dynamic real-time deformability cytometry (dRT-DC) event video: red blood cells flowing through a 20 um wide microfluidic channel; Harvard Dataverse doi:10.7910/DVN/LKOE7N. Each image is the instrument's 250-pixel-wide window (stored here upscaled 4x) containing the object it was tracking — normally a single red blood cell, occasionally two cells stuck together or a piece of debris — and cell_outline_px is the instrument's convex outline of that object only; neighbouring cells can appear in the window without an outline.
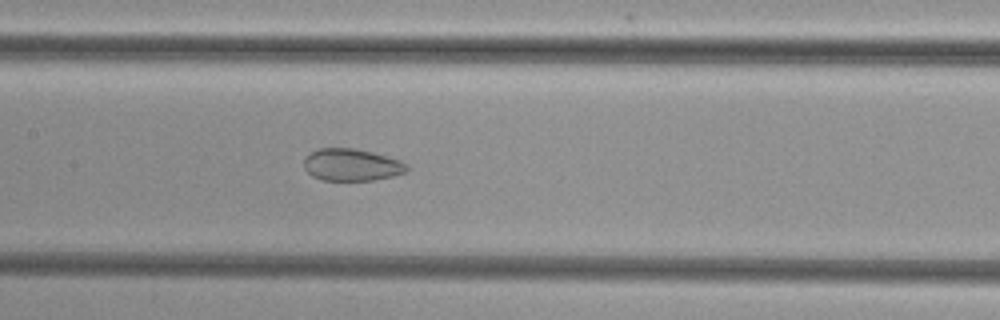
{"species": "common noctule bat (a hibernating species)", "species_latin": "Nyctalus noctula", "temperature_condition": "cold", "stored_images_in_passage": 50, "camera_frame_rate_fps": 3000, "um_per_image_px": 0.085, "animal": {"sex": "female", "body_mass_g": 29.2, "forearm_length_mm": 56.3}, "frame": {"image": 1, "passage_image": 24, "time_ms": 7.667, "image_size_px": [1000, 320], "cell_outline_px": [[408, 168], [404, 172], [392, 176], [372, 180], [320, 180], [312, 176], [304, 168], [304, 156], [308, 152], [316, 148], [356, 148], [372, 152], [400, 160], [408, 164]], "centroid_in_image_um": [29.83, 13.99], "position_along_channel_um": 177.6, "area_um2": 19.42}}
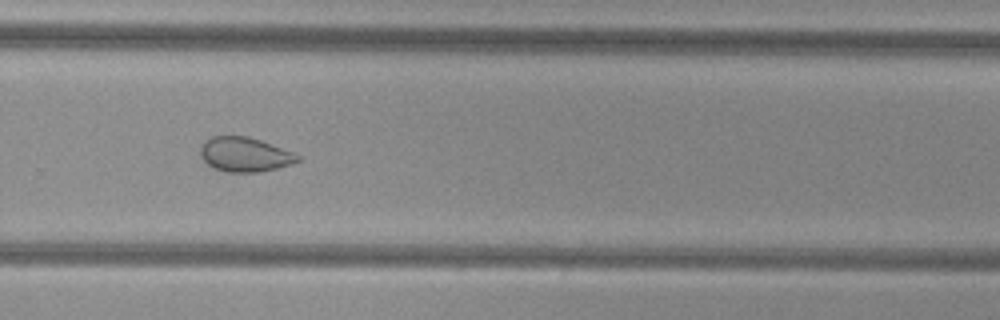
{"frame": {"image": 2, "passage_image": 34, "time_ms": 11.0, "image_size_px": [1000, 320], "cell_outline_px": [[300, 160], [292, 164], [260, 172], [228, 172], [212, 168], [200, 156], [200, 148], [204, 140], [212, 136], [248, 136], [260, 140], [292, 152], [300, 156]], "centroid_in_image_um": [20.77, 13.13], "position_along_channel_um": 309.0, "area_um2": 19.54}}
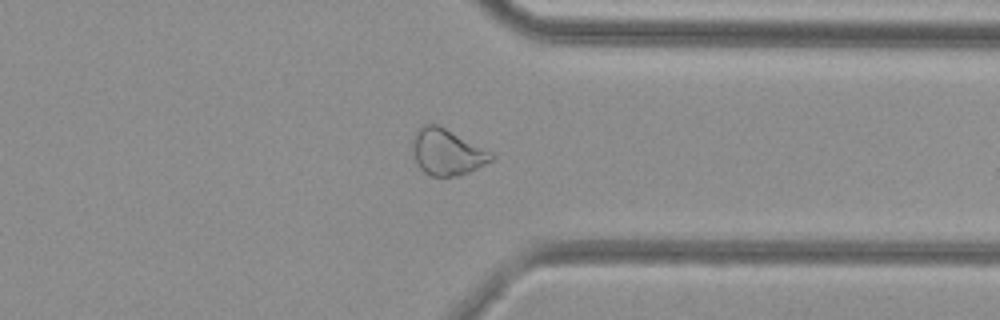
{"frame": {"image": 3, "passage_image": 39, "time_ms": 12.667, "image_size_px": [1000, 320], "cell_outline_px": [[496, 156], [492, 160], [468, 172], [456, 176], [432, 176], [424, 172], [416, 164], [412, 148], [412, 140], [420, 124], [428, 120], [492, 152]], "centroid_in_image_um": [37.94, 12.9], "position_along_channel_um": 373.5, "area_um2": 21.21}}